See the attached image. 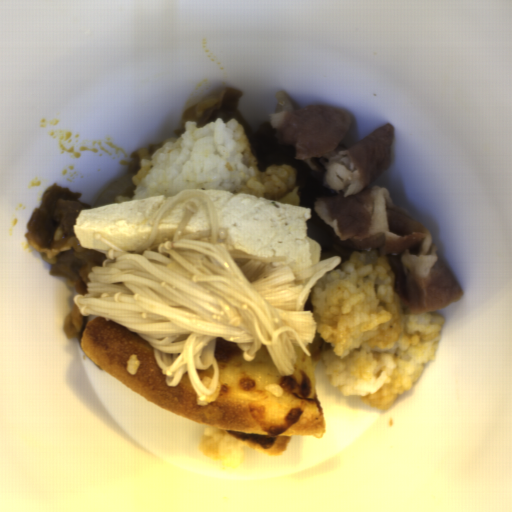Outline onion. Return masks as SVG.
I'll return each mask as SVG.
<instances>
[{
  "label": "onion",
  "mask_w": 512,
  "mask_h": 512,
  "mask_svg": "<svg viewBox=\"0 0 512 512\" xmlns=\"http://www.w3.org/2000/svg\"><path fill=\"white\" fill-rule=\"evenodd\" d=\"M131 175L132 174L123 176L110 184L97 198L93 208L109 203H114L115 199L119 195L121 197H131L136 188L132 182Z\"/></svg>",
  "instance_id": "obj_1"
}]
</instances>
